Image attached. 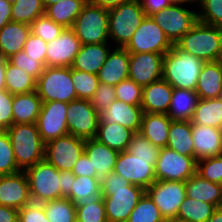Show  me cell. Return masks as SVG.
<instances>
[{
    "label": "cell",
    "mask_w": 222,
    "mask_h": 222,
    "mask_svg": "<svg viewBox=\"0 0 222 222\" xmlns=\"http://www.w3.org/2000/svg\"><path fill=\"white\" fill-rule=\"evenodd\" d=\"M107 222H127L146 190L112 171L100 180Z\"/></svg>",
    "instance_id": "obj_1"
},
{
    "label": "cell",
    "mask_w": 222,
    "mask_h": 222,
    "mask_svg": "<svg viewBox=\"0 0 222 222\" xmlns=\"http://www.w3.org/2000/svg\"><path fill=\"white\" fill-rule=\"evenodd\" d=\"M204 62L175 44L163 55L162 79L173 88L195 91Z\"/></svg>",
    "instance_id": "obj_2"
},
{
    "label": "cell",
    "mask_w": 222,
    "mask_h": 222,
    "mask_svg": "<svg viewBox=\"0 0 222 222\" xmlns=\"http://www.w3.org/2000/svg\"><path fill=\"white\" fill-rule=\"evenodd\" d=\"M175 45L203 62L218 61L222 56V27L198 21Z\"/></svg>",
    "instance_id": "obj_3"
},
{
    "label": "cell",
    "mask_w": 222,
    "mask_h": 222,
    "mask_svg": "<svg viewBox=\"0 0 222 222\" xmlns=\"http://www.w3.org/2000/svg\"><path fill=\"white\" fill-rule=\"evenodd\" d=\"M6 132L12 144L15 162L21 171L44 159L45 144L36 123L12 124Z\"/></svg>",
    "instance_id": "obj_4"
},
{
    "label": "cell",
    "mask_w": 222,
    "mask_h": 222,
    "mask_svg": "<svg viewBox=\"0 0 222 222\" xmlns=\"http://www.w3.org/2000/svg\"><path fill=\"white\" fill-rule=\"evenodd\" d=\"M145 16L139 0L108 9L109 40L116 44L114 47L124 48Z\"/></svg>",
    "instance_id": "obj_5"
},
{
    "label": "cell",
    "mask_w": 222,
    "mask_h": 222,
    "mask_svg": "<svg viewBox=\"0 0 222 222\" xmlns=\"http://www.w3.org/2000/svg\"><path fill=\"white\" fill-rule=\"evenodd\" d=\"M71 29L82 45L108 43V9L87 1Z\"/></svg>",
    "instance_id": "obj_6"
},
{
    "label": "cell",
    "mask_w": 222,
    "mask_h": 222,
    "mask_svg": "<svg viewBox=\"0 0 222 222\" xmlns=\"http://www.w3.org/2000/svg\"><path fill=\"white\" fill-rule=\"evenodd\" d=\"M36 91L42 103L59 101L69 103L78 99L71 78V67H47L36 82Z\"/></svg>",
    "instance_id": "obj_7"
},
{
    "label": "cell",
    "mask_w": 222,
    "mask_h": 222,
    "mask_svg": "<svg viewBox=\"0 0 222 222\" xmlns=\"http://www.w3.org/2000/svg\"><path fill=\"white\" fill-rule=\"evenodd\" d=\"M32 202L43 203L61 198L59 170L45 159L24 170Z\"/></svg>",
    "instance_id": "obj_8"
},
{
    "label": "cell",
    "mask_w": 222,
    "mask_h": 222,
    "mask_svg": "<svg viewBox=\"0 0 222 222\" xmlns=\"http://www.w3.org/2000/svg\"><path fill=\"white\" fill-rule=\"evenodd\" d=\"M173 44L166 37L161 27L145 16L131 40L124 47L129 53H159L165 54L172 49Z\"/></svg>",
    "instance_id": "obj_9"
},
{
    "label": "cell",
    "mask_w": 222,
    "mask_h": 222,
    "mask_svg": "<svg viewBox=\"0 0 222 222\" xmlns=\"http://www.w3.org/2000/svg\"><path fill=\"white\" fill-rule=\"evenodd\" d=\"M172 44L181 39L197 22L198 14L183 5H170L150 15Z\"/></svg>",
    "instance_id": "obj_10"
},
{
    "label": "cell",
    "mask_w": 222,
    "mask_h": 222,
    "mask_svg": "<svg viewBox=\"0 0 222 222\" xmlns=\"http://www.w3.org/2000/svg\"><path fill=\"white\" fill-rule=\"evenodd\" d=\"M100 115L90 100L76 99L68 103L67 127L70 135L81 139L96 137Z\"/></svg>",
    "instance_id": "obj_11"
},
{
    "label": "cell",
    "mask_w": 222,
    "mask_h": 222,
    "mask_svg": "<svg viewBox=\"0 0 222 222\" xmlns=\"http://www.w3.org/2000/svg\"><path fill=\"white\" fill-rule=\"evenodd\" d=\"M146 194L160 210L165 220L178 215L180 204L185 200V182L156 180L147 189Z\"/></svg>",
    "instance_id": "obj_12"
},
{
    "label": "cell",
    "mask_w": 222,
    "mask_h": 222,
    "mask_svg": "<svg viewBox=\"0 0 222 222\" xmlns=\"http://www.w3.org/2000/svg\"><path fill=\"white\" fill-rule=\"evenodd\" d=\"M84 146V139L68 134L45 144L44 159L59 171H72Z\"/></svg>",
    "instance_id": "obj_13"
},
{
    "label": "cell",
    "mask_w": 222,
    "mask_h": 222,
    "mask_svg": "<svg viewBox=\"0 0 222 222\" xmlns=\"http://www.w3.org/2000/svg\"><path fill=\"white\" fill-rule=\"evenodd\" d=\"M196 173V160L167 147L161 148L155 164L156 180L185 182Z\"/></svg>",
    "instance_id": "obj_14"
},
{
    "label": "cell",
    "mask_w": 222,
    "mask_h": 222,
    "mask_svg": "<svg viewBox=\"0 0 222 222\" xmlns=\"http://www.w3.org/2000/svg\"><path fill=\"white\" fill-rule=\"evenodd\" d=\"M156 161L157 159L138 158L126 150L119 152L113 171L131 184L138 185L146 190L156 181Z\"/></svg>",
    "instance_id": "obj_15"
},
{
    "label": "cell",
    "mask_w": 222,
    "mask_h": 222,
    "mask_svg": "<svg viewBox=\"0 0 222 222\" xmlns=\"http://www.w3.org/2000/svg\"><path fill=\"white\" fill-rule=\"evenodd\" d=\"M67 107L68 103L59 101L42 103L36 125L44 144L69 134Z\"/></svg>",
    "instance_id": "obj_16"
},
{
    "label": "cell",
    "mask_w": 222,
    "mask_h": 222,
    "mask_svg": "<svg viewBox=\"0 0 222 222\" xmlns=\"http://www.w3.org/2000/svg\"><path fill=\"white\" fill-rule=\"evenodd\" d=\"M163 54L130 53L128 78L141 87L162 79Z\"/></svg>",
    "instance_id": "obj_17"
},
{
    "label": "cell",
    "mask_w": 222,
    "mask_h": 222,
    "mask_svg": "<svg viewBox=\"0 0 222 222\" xmlns=\"http://www.w3.org/2000/svg\"><path fill=\"white\" fill-rule=\"evenodd\" d=\"M81 42L71 28H65L56 38L47 43V67H71L81 48Z\"/></svg>",
    "instance_id": "obj_18"
},
{
    "label": "cell",
    "mask_w": 222,
    "mask_h": 222,
    "mask_svg": "<svg viewBox=\"0 0 222 222\" xmlns=\"http://www.w3.org/2000/svg\"><path fill=\"white\" fill-rule=\"evenodd\" d=\"M31 202L29 184L24 171L0 175V205L19 210Z\"/></svg>",
    "instance_id": "obj_19"
},
{
    "label": "cell",
    "mask_w": 222,
    "mask_h": 222,
    "mask_svg": "<svg viewBox=\"0 0 222 222\" xmlns=\"http://www.w3.org/2000/svg\"><path fill=\"white\" fill-rule=\"evenodd\" d=\"M192 140L196 161L222 154V131L220 128L192 124Z\"/></svg>",
    "instance_id": "obj_20"
},
{
    "label": "cell",
    "mask_w": 222,
    "mask_h": 222,
    "mask_svg": "<svg viewBox=\"0 0 222 222\" xmlns=\"http://www.w3.org/2000/svg\"><path fill=\"white\" fill-rule=\"evenodd\" d=\"M130 53L121 47L112 48L97 76L99 83L116 86L128 79Z\"/></svg>",
    "instance_id": "obj_21"
},
{
    "label": "cell",
    "mask_w": 222,
    "mask_h": 222,
    "mask_svg": "<svg viewBox=\"0 0 222 222\" xmlns=\"http://www.w3.org/2000/svg\"><path fill=\"white\" fill-rule=\"evenodd\" d=\"M143 113L141 106L115 100L105 112L100 114V120L105 124H120L137 133L141 128Z\"/></svg>",
    "instance_id": "obj_22"
},
{
    "label": "cell",
    "mask_w": 222,
    "mask_h": 222,
    "mask_svg": "<svg viewBox=\"0 0 222 222\" xmlns=\"http://www.w3.org/2000/svg\"><path fill=\"white\" fill-rule=\"evenodd\" d=\"M84 153L91 161L92 171H96V178L101 180L114 170L119 152L109 148L97 139H86Z\"/></svg>",
    "instance_id": "obj_23"
},
{
    "label": "cell",
    "mask_w": 222,
    "mask_h": 222,
    "mask_svg": "<svg viewBox=\"0 0 222 222\" xmlns=\"http://www.w3.org/2000/svg\"><path fill=\"white\" fill-rule=\"evenodd\" d=\"M173 87L160 79L143 87L141 108L144 113L167 114Z\"/></svg>",
    "instance_id": "obj_24"
},
{
    "label": "cell",
    "mask_w": 222,
    "mask_h": 222,
    "mask_svg": "<svg viewBox=\"0 0 222 222\" xmlns=\"http://www.w3.org/2000/svg\"><path fill=\"white\" fill-rule=\"evenodd\" d=\"M200 99H213L222 96V62H204L195 89Z\"/></svg>",
    "instance_id": "obj_25"
},
{
    "label": "cell",
    "mask_w": 222,
    "mask_h": 222,
    "mask_svg": "<svg viewBox=\"0 0 222 222\" xmlns=\"http://www.w3.org/2000/svg\"><path fill=\"white\" fill-rule=\"evenodd\" d=\"M31 27L25 23L9 22L0 29V57L9 59L22 51Z\"/></svg>",
    "instance_id": "obj_26"
},
{
    "label": "cell",
    "mask_w": 222,
    "mask_h": 222,
    "mask_svg": "<svg viewBox=\"0 0 222 222\" xmlns=\"http://www.w3.org/2000/svg\"><path fill=\"white\" fill-rule=\"evenodd\" d=\"M109 47V43L81 45L71 68L97 75L111 50Z\"/></svg>",
    "instance_id": "obj_27"
},
{
    "label": "cell",
    "mask_w": 222,
    "mask_h": 222,
    "mask_svg": "<svg viewBox=\"0 0 222 222\" xmlns=\"http://www.w3.org/2000/svg\"><path fill=\"white\" fill-rule=\"evenodd\" d=\"M171 121L167 114L143 113L139 133L153 145L164 148L167 146Z\"/></svg>",
    "instance_id": "obj_28"
},
{
    "label": "cell",
    "mask_w": 222,
    "mask_h": 222,
    "mask_svg": "<svg viewBox=\"0 0 222 222\" xmlns=\"http://www.w3.org/2000/svg\"><path fill=\"white\" fill-rule=\"evenodd\" d=\"M42 106L37 91L13 95V124L36 123Z\"/></svg>",
    "instance_id": "obj_29"
},
{
    "label": "cell",
    "mask_w": 222,
    "mask_h": 222,
    "mask_svg": "<svg viewBox=\"0 0 222 222\" xmlns=\"http://www.w3.org/2000/svg\"><path fill=\"white\" fill-rule=\"evenodd\" d=\"M186 196L198 201L222 206L221 184L210 182L194 174L185 181Z\"/></svg>",
    "instance_id": "obj_30"
},
{
    "label": "cell",
    "mask_w": 222,
    "mask_h": 222,
    "mask_svg": "<svg viewBox=\"0 0 222 222\" xmlns=\"http://www.w3.org/2000/svg\"><path fill=\"white\" fill-rule=\"evenodd\" d=\"M166 147L181 155L191 156L195 159L191 120L171 121Z\"/></svg>",
    "instance_id": "obj_31"
},
{
    "label": "cell",
    "mask_w": 222,
    "mask_h": 222,
    "mask_svg": "<svg viewBox=\"0 0 222 222\" xmlns=\"http://www.w3.org/2000/svg\"><path fill=\"white\" fill-rule=\"evenodd\" d=\"M133 134V131L120 124H105L99 119L95 139L111 149L122 152L128 150Z\"/></svg>",
    "instance_id": "obj_32"
},
{
    "label": "cell",
    "mask_w": 222,
    "mask_h": 222,
    "mask_svg": "<svg viewBox=\"0 0 222 222\" xmlns=\"http://www.w3.org/2000/svg\"><path fill=\"white\" fill-rule=\"evenodd\" d=\"M102 197L100 180L96 177L75 176L71 185L70 196L68 197L75 206L89 205Z\"/></svg>",
    "instance_id": "obj_33"
},
{
    "label": "cell",
    "mask_w": 222,
    "mask_h": 222,
    "mask_svg": "<svg viewBox=\"0 0 222 222\" xmlns=\"http://www.w3.org/2000/svg\"><path fill=\"white\" fill-rule=\"evenodd\" d=\"M198 100L196 91L173 88L167 115L172 120H191Z\"/></svg>",
    "instance_id": "obj_34"
},
{
    "label": "cell",
    "mask_w": 222,
    "mask_h": 222,
    "mask_svg": "<svg viewBox=\"0 0 222 222\" xmlns=\"http://www.w3.org/2000/svg\"><path fill=\"white\" fill-rule=\"evenodd\" d=\"M192 124L222 128V96L213 99H200L191 119Z\"/></svg>",
    "instance_id": "obj_35"
},
{
    "label": "cell",
    "mask_w": 222,
    "mask_h": 222,
    "mask_svg": "<svg viewBox=\"0 0 222 222\" xmlns=\"http://www.w3.org/2000/svg\"><path fill=\"white\" fill-rule=\"evenodd\" d=\"M88 0H61L45 9V15L64 28H71Z\"/></svg>",
    "instance_id": "obj_36"
},
{
    "label": "cell",
    "mask_w": 222,
    "mask_h": 222,
    "mask_svg": "<svg viewBox=\"0 0 222 222\" xmlns=\"http://www.w3.org/2000/svg\"><path fill=\"white\" fill-rule=\"evenodd\" d=\"M36 80L9 61L5 70V90L12 95L36 91Z\"/></svg>",
    "instance_id": "obj_37"
},
{
    "label": "cell",
    "mask_w": 222,
    "mask_h": 222,
    "mask_svg": "<svg viewBox=\"0 0 222 222\" xmlns=\"http://www.w3.org/2000/svg\"><path fill=\"white\" fill-rule=\"evenodd\" d=\"M216 208L215 205L186 196L185 200L180 204L177 218L189 222H207Z\"/></svg>",
    "instance_id": "obj_38"
},
{
    "label": "cell",
    "mask_w": 222,
    "mask_h": 222,
    "mask_svg": "<svg viewBox=\"0 0 222 222\" xmlns=\"http://www.w3.org/2000/svg\"><path fill=\"white\" fill-rule=\"evenodd\" d=\"M42 205L50 222H74L76 219V206L68 198L46 201Z\"/></svg>",
    "instance_id": "obj_39"
},
{
    "label": "cell",
    "mask_w": 222,
    "mask_h": 222,
    "mask_svg": "<svg viewBox=\"0 0 222 222\" xmlns=\"http://www.w3.org/2000/svg\"><path fill=\"white\" fill-rule=\"evenodd\" d=\"M45 14L42 0H17L12 4L11 22L31 25L39 16Z\"/></svg>",
    "instance_id": "obj_40"
},
{
    "label": "cell",
    "mask_w": 222,
    "mask_h": 222,
    "mask_svg": "<svg viewBox=\"0 0 222 222\" xmlns=\"http://www.w3.org/2000/svg\"><path fill=\"white\" fill-rule=\"evenodd\" d=\"M160 210L145 193L129 215L127 222H165Z\"/></svg>",
    "instance_id": "obj_41"
},
{
    "label": "cell",
    "mask_w": 222,
    "mask_h": 222,
    "mask_svg": "<svg viewBox=\"0 0 222 222\" xmlns=\"http://www.w3.org/2000/svg\"><path fill=\"white\" fill-rule=\"evenodd\" d=\"M71 78L77 98L90 100L98 88V76L71 68Z\"/></svg>",
    "instance_id": "obj_42"
},
{
    "label": "cell",
    "mask_w": 222,
    "mask_h": 222,
    "mask_svg": "<svg viewBox=\"0 0 222 222\" xmlns=\"http://www.w3.org/2000/svg\"><path fill=\"white\" fill-rule=\"evenodd\" d=\"M21 171L14 157L12 144L6 130H0V175H9Z\"/></svg>",
    "instance_id": "obj_43"
},
{
    "label": "cell",
    "mask_w": 222,
    "mask_h": 222,
    "mask_svg": "<svg viewBox=\"0 0 222 222\" xmlns=\"http://www.w3.org/2000/svg\"><path fill=\"white\" fill-rule=\"evenodd\" d=\"M196 174L210 182L222 183V154L196 161Z\"/></svg>",
    "instance_id": "obj_44"
},
{
    "label": "cell",
    "mask_w": 222,
    "mask_h": 222,
    "mask_svg": "<svg viewBox=\"0 0 222 222\" xmlns=\"http://www.w3.org/2000/svg\"><path fill=\"white\" fill-rule=\"evenodd\" d=\"M198 5L200 6L199 12L197 11L199 22L222 27V0H198Z\"/></svg>",
    "instance_id": "obj_45"
},
{
    "label": "cell",
    "mask_w": 222,
    "mask_h": 222,
    "mask_svg": "<svg viewBox=\"0 0 222 222\" xmlns=\"http://www.w3.org/2000/svg\"><path fill=\"white\" fill-rule=\"evenodd\" d=\"M30 27L31 33L40 37L46 43L56 39L65 29L62 25L56 24L49 19L45 14L35 19Z\"/></svg>",
    "instance_id": "obj_46"
},
{
    "label": "cell",
    "mask_w": 222,
    "mask_h": 222,
    "mask_svg": "<svg viewBox=\"0 0 222 222\" xmlns=\"http://www.w3.org/2000/svg\"><path fill=\"white\" fill-rule=\"evenodd\" d=\"M160 150V147L153 145L147 138L137 132L132 135L127 151L138 158L158 159Z\"/></svg>",
    "instance_id": "obj_47"
},
{
    "label": "cell",
    "mask_w": 222,
    "mask_h": 222,
    "mask_svg": "<svg viewBox=\"0 0 222 222\" xmlns=\"http://www.w3.org/2000/svg\"><path fill=\"white\" fill-rule=\"evenodd\" d=\"M116 100L123 101L125 103L141 106L143 87L138 85L131 79L121 81L115 86Z\"/></svg>",
    "instance_id": "obj_48"
},
{
    "label": "cell",
    "mask_w": 222,
    "mask_h": 222,
    "mask_svg": "<svg viewBox=\"0 0 222 222\" xmlns=\"http://www.w3.org/2000/svg\"><path fill=\"white\" fill-rule=\"evenodd\" d=\"M76 219L81 222H107L103 197L89 205L76 206Z\"/></svg>",
    "instance_id": "obj_49"
},
{
    "label": "cell",
    "mask_w": 222,
    "mask_h": 222,
    "mask_svg": "<svg viewBox=\"0 0 222 222\" xmlns=\"http://www.w3.org/2000/svg\"><path fill=\"white\" fill-rule=\"evenodd\" d=\"M115 86L99 83L97 90L93 97L90 99L92 106L98 112L102 114L108 107L116 100Z\"/></svg>",
    "instance_id": "obj_50"
},
{
    "label": "cell",
    "mask_w": 222,
    "mask_h": 222,
    "mask_svg": "<svg viewBox=\"0 0 222 222\" xmlns=\"http://www.w3.org/2000/svg\"><path fill=\"white\" fill-rule=\"evenodd\" d=\"M8 61L12 65L20 68L28 75L32 76L36 81L45 68L40 61H36L35 59L29 57L23 50L11 56Z\"/></svg>",
    "instance_id": "obj_51"
},
{
    "label": "cell",
    "mask_w": 222,
    "mask_h": 222,
    "mask_svg": "<svg viewBox=\"0 0 222 222\" xmlns=\"http://www.w3.org/2000/svg\"><path fill=\"white\" fill-rule=\"evenodd\" d=\"M23 51L29 57L36 61H40L44 66H46L47 43L40 37L30 33L24 44Z\"/></svg>",
    "instance_id": "obj_52"
},
{
    "label": "cell",
    "mask_w": 222,
    "mask_h": 222,
    "mask_svg": "<svg viewBox=\"0 0 222 222\" xmlns=\"http://www.w3.org/2000/svg\"><path fill=\"white\" fill-rule=\"evenodd\" d=\"M18 222H50L42 203L31 202L18 210Z\"/></svg>",
    "instance_id": "obj_53"
},
{
    "label": "cell",
    "mask_w": 222,
    "mask_h": 222,
    "mask_svg": "<svg viewBox=\"0 0 222 222\" xmlns=\"http://www.w3.org/2000/svg\"><path fill=\"white\" fill-rule=\"evenodd\" d=\"M13 95L7 90H0V130H6L13 124Z\"/></svg>",
    "instance_id": "obj_54"
},
{
    "label": "cell",
    "mask_w": 222,
    "mask_h": 222,
    "mask_svg": "<svg viewBox=\"0 0 222 222\" xmlns=\"http://www.w3.org/2000/svg\"><path fill=\"white\" fill-rule=\"evenodd\" d=\"M72 173L75 176H89L96 177V171H92L91 161L88 156L83 152L79 159L73 166Z\"/></svg>",
    "instance_id": "obj_55"
},
{
    "label": "cell",
    "mask_w": 222,
    "mask_h": 222,
    "mask_svg": "<svg viewBox=\"0 0 222 222\" xmlns=\"http://www.w3.org/2000/svg\"><path fill=\"white\" fill-rule=\"evenodd\" d=\"M141 7L144 9L146 16H150L160 10L169 7L171 4L168 0H139Z\"/></svg>",
    "instance_id": "obj_56"
},
{
    "label": "cell",
    "mask_w": 222,
    "mask_h": 222,
    "mask_svg": "<svg viewBox=\"0 0 222 222\" xmlns=\"http://www.w3.org/2000/svg\"><path fill=\"white\" fill-rule=\"evenodd\" d=\"M59 177H61V198H68L71 192L72 182L75 180V175L72 171H59Z\"/></svg>",
    "instance_id": "obj_57"
},
{
    "label": "cell",
    "mask_w": 222,
    "mask_h": 222,
    "mask_svg": "<svg viewBox=\"0 0 222 222\" xmlns=\"http://www.w3.org/2000/svg\"><path fill=\"white\" fill-rule=\"evenodd\" d=\"M12 4L6 0H0V29L11 22Z\"/></svg>",
    "instance_id": "obj_58"
},
{
    "label": "cell",
    "mask_w": 222,
    "mask_h": 222,
    "mask_svg": "<svg viewBox=\"0 0 222 222\" xmlns=\"http://www.w3.org/2000/svg\"><path fill=\"white\" fill-rule=\"evenodd\" d=\"M0 222H18V210L0 205Z\"/></svg>",
    "instance_id": "obj_59"
},
{
    "label": "cell",
    "mask_w": 222,
    "mask_h": 222,
    "mask_svg": "<svg viewBox=\"0 0 222 222\" xmlns=\"http://www.w3.org/2000/svg\"><path fill=\"white\" fill-rule=\"evenodd\" d=\"M90 3L101 6L102 8L110 9L119 6L123 3H127L131 0H88Z\"/></svg>",
    "instance_id": "obj_60"
},
{
    "label": "cell",
    "mask_w": 222,
    "mask_h": 222,
    "mask_svg": "<svg viewBox=\"0 0 222 222\" xmlns=\"http://www.w3.org/2000/svg\"><path fill=\"white\" fill-rule=\"evenodd\" d=\"M8 59L0 57V90H5V70Z\"/></svg>",
    "instance_id": "obj_61"
},
{
    "label": "cell",
    "mask_w": 222,
    "mask_h": 222,
    "mask_svg": "<svg viewBox=\"0 0 222 222\" xmlns=\"http://www.w3.org/2000/svg\"><path fill=\"white\" fill-rule=\"evenodd\" d=\"M207 222H222V206L216 208Z\"/></svg>",
    "instance_id": "obj_62"
},
{
    "label": "cell",
    "mask_w": 222,
    "mask_h": 222,
    "mask_svg": "<svg viewBox=\"0 0 222 222\" xmlns=\"http://www.w3.org/2000/svg\"><path fill=\"white\" fill-rule=\"evenodd\" d=\"M168 1L171 5H182L186 3L193 4V2L197 3L198 5V0H168Z\"/></svg>",
    "instance_id": "obj_63"
},
{
    "label": "cell",
    "mask_w": 222,
    "mask_h": 222,
    "mask_svg": "<svg viewBox=\"0 0 222 222\" xmlns=\"http://www.w3.org/2000/svg\"><path fill=\"white\" fill-rule=\"evenodd\" d=\"M60 1L61 0H42V3L46 9L48 6L53 5V4L60 2Z\"/></svg>",
    "instance_id": "obj_64"
},
{
    "label": "cell",
    "mask_w": 222,
    "mask_h": 222,
    "mask_svg": "<svg viewBox=\"0 0 222 222\" xmlns=\"http://www.w3.org/2000/svg\"><path fill=\"white\" fill-rule=\"evenodd\" d=\"M165 222H189V221L175 217V218L167 219Z\"/></svg>",
    "instance_id": "obj_65"
},
{
    "label": "cell",
    "mask_w": 222,
    "mask_h": 222,
    "mask_svg": "<svg viewBox=\"0 0 222 222\" xmlns=\"http://www.w3.org/2000/svg\"><path fill=\"white\" fill-rule=\"evenodd\" d=\"M8 1L10 4H14L17 0H6Z\"/></svg>",
    "instance_id": "obj_66"
}]
</instances>
